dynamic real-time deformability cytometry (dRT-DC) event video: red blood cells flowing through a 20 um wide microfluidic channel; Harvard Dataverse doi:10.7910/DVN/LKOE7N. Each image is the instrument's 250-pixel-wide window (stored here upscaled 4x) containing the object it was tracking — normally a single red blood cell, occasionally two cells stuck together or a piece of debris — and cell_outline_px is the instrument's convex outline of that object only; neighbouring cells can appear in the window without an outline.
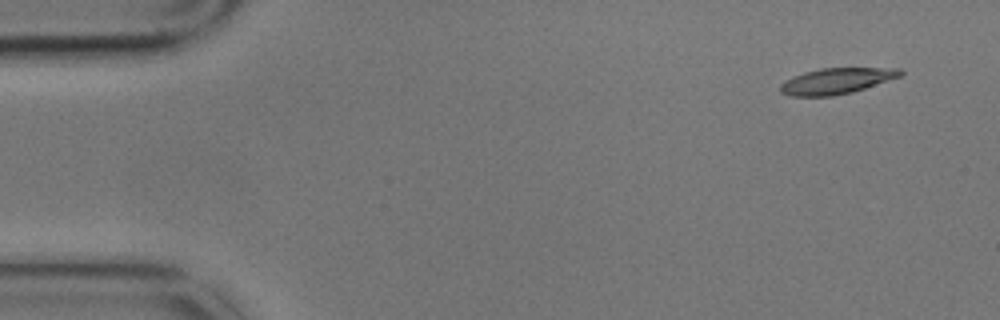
{"species": "common noctule bat (a hibernating species)", "species_latin": "Nyctalus noctula", "temperature_condition": "cold", "stored_images_in_passage": 5, "camera_frame_rate_fps": 3000, "um_per_image_px": 0.085, "animal": {"sex": "male", "body_mass_g": 17.9}, "frame": {"image": 1, "passage_image": 1, "time_ms": 0.0, "image_size_px": [1000, 320], "cell_outline_px": [[904, 72], [900, 76], [852, 92], [832, 96], [788, 96], [780, 92], [780, 84], [792, 76], [804, 72], [820, 68], [900, 68]], "centroid_in_image_um": [71.05, 6.88], "position_along_channel_um": 13.9, "area_um2": 18.03}}
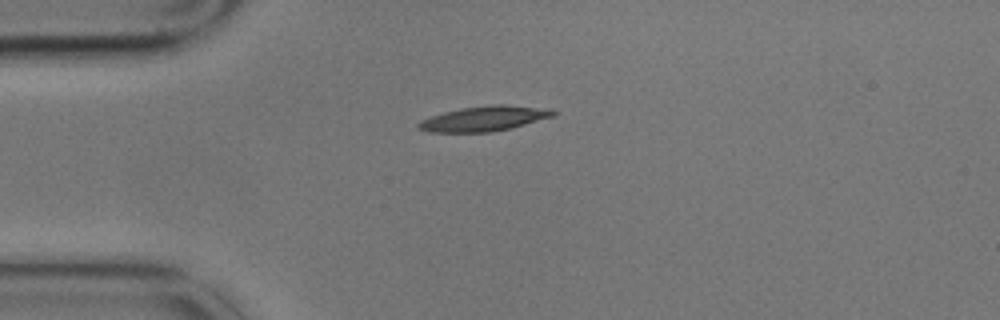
{"frame": {"image": 2, "passage_image": 3, "time_ms": 0.667, "image_size_px": [1000, 320], "cell_outline_px": [[556, 112], [552, 116], [512, 128], [492, 132], [428, 132], [416, 128], [416, 124], [420, 120], [444, 112], [460, 108], [492, 104], [504, 104], [532, 108]], "centroid_in_image_um": [41.01, 10.1], "position_along_channel_um": 44.0, "area_um2": 19.25}}